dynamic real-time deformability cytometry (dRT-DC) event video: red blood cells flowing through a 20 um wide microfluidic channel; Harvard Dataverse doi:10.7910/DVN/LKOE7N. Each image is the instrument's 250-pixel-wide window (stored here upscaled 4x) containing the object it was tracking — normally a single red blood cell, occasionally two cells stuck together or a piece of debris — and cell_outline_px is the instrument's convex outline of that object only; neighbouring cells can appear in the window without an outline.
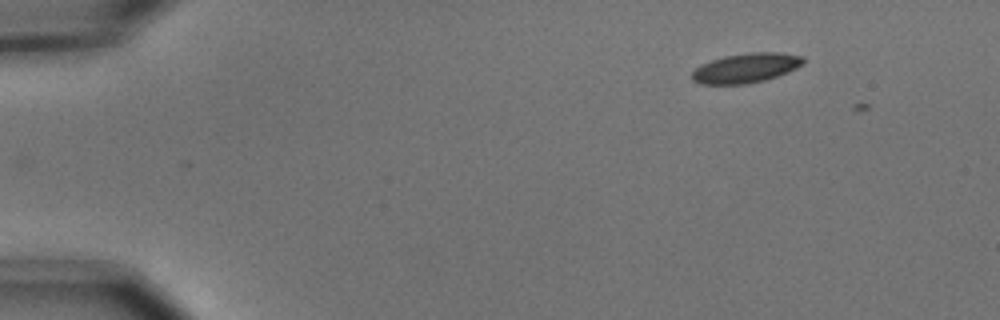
{"species": "common noctule bat (a hibernating species)", "species_latin": "Nyctalus noctula", "temperature_condition": "cold", "stored_images_in_passage": 3, "camera_frame_rate_fps": 3000, "um_per_image_px": 0.085, "animal": {"sex": "male", "body_mass_g": 15.6}, "frame": {"image": 1, "passage_image": 2, "time_ms": 0.333, "image_size_px": [1000, 320], "cell_outline_px": [[804, 64], [788, 72], [764, 80], [748, 84], [700, 84], [692, 80], [692, 72], [700, 64], [724, 56], [748, 52], [780, 52], [804, 56]], "centroid_in_image_um": [63.41, 5.77], "position_along_channel_um": 21.6, "area_um2": 19.31}}